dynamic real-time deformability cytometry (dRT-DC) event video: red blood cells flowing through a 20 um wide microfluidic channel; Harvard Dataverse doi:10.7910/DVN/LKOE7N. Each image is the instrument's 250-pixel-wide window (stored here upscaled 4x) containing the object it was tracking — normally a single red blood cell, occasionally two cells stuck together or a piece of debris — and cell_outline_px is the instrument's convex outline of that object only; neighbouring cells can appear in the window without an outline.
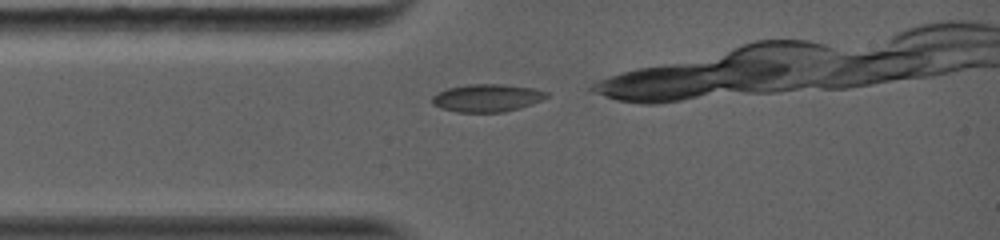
{"species": "common noctule bat (a hibernating species)", "species_latin": "Nyctalus noctula", "temperature_condition": "warm", "stored_images_in_passage": 3, "camera_frame_rate_fps": 5000, "um_per_image_px": 0.085, "animal": {"sex": "female", "body_mass_g": 19.0, "forearm_length_mm": 56.7}, "frame": {"image": 1, "passage_image": 1, "time_ms": 0.0, "image_size_px": [1000, 240], "cell_outline_px": [[548, 96], [532, 104], [520, 108], [504, 112], [456, 112], [440, 108], [432, 104], [432, 96], [436, 92], [448, 88], [468, 84], [500, 84], [532, 88], [548, 92]], "centroid_in_image_um": [41.35, 8.33], "position_along_channel_um": 43.6, "area_um2": 18.5}}